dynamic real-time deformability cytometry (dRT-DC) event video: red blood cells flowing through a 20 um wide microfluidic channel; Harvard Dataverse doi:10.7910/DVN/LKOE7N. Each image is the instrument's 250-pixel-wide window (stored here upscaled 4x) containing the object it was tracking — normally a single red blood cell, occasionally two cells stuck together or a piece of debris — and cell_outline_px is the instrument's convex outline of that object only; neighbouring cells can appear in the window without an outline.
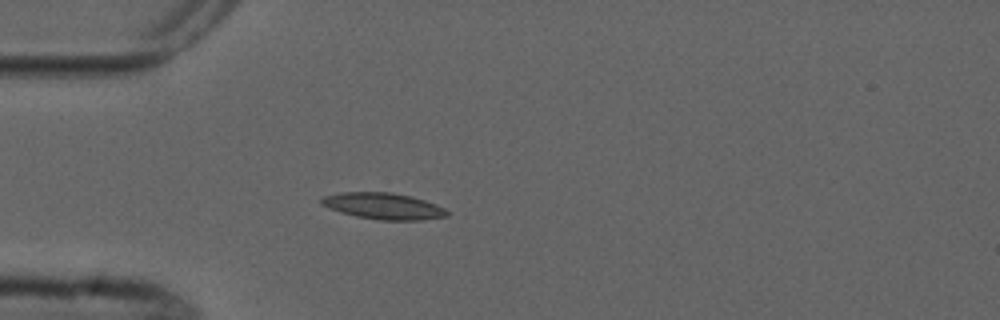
{"species": "common noctule bat (a hibernating species)", "species_latin": "Nyctalus noctula", "temperature_condition": "cold", "stored_images_in_passage": 4, "camera_frame_rate_fps": 3000, "um_per_image_px": 0.085, "animal": {"sex": "male", "forearm_length_mm": 52.5}, "frame": {"image": 1, "passage_image": 4, "time_ms": 3.667, "image_size_px": [1000, 320], "cell_outline_px": [[448, 216], [420, 220], [380, 220], [356, 216], [340, 212], [328, 208], [320, 204], [320, 200], [324, 196], [340, 192], [392, 192], [412, 196], [436, 204], [444, 208], [448, 212]], "centroid_in_image_um": [32.57, 17.51], "position_along_channel_um": 52.4, "area_um2": 19.36}}